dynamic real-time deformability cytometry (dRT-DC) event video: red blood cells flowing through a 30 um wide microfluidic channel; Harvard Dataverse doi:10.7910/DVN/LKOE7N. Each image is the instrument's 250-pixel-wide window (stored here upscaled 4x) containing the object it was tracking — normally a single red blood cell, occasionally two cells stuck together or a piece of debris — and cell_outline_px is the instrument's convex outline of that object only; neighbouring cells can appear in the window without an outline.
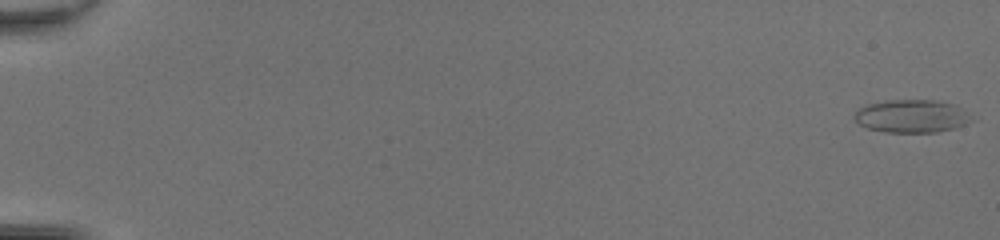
{"species": "common noctule bat (a hibernating species)", "species_latin": "Nyctalus noctula", "temperature_condition": "room temperature", "stored_images_in_passage": 50, "camera_frame_rate_fps": 3000, "um_per_image_px": 0.085, "animal": {"sex": "female", "body_mass_g": 20.0, "forearm_length_mm": 54.0}, "frame": {"image": 1, "passage_image": 1, "time_ms": 0.0, "image_size_px": [1000, 240], "cell_outline_px": [[972, 120], [964, 124], [952, 128], [936, 132], [888, 132], [868, 128], [860, 124], [852, 116], [860, 108], [868, 104], [888, 100], [932, 100], [956, 104]], "centroid_in_image_um": [77.45, 9.87], "position_along_channel_um": 7.6, "area_um2": 22.02}}
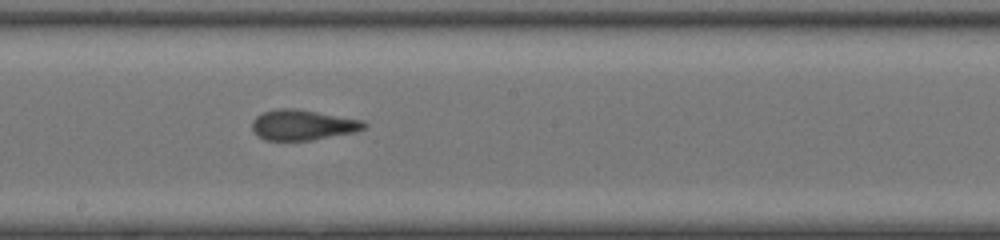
{"frame": {"image": 2, "passage_image": 30, "time_ms": 9.667, "image_size_px": [1000, 240], "cell_outline_px": [[368, 124], [364, 128], [356, 132], [312, 140], [264, 140], [252, 128], [252, 120], [256, 116], [264, 112], [280, 108], [296, 108], [364, 120]], "centroid_in_image_um": [25.77, 10.61], "position_along_channel_um": 222.4, "area_um2": 19.83}}
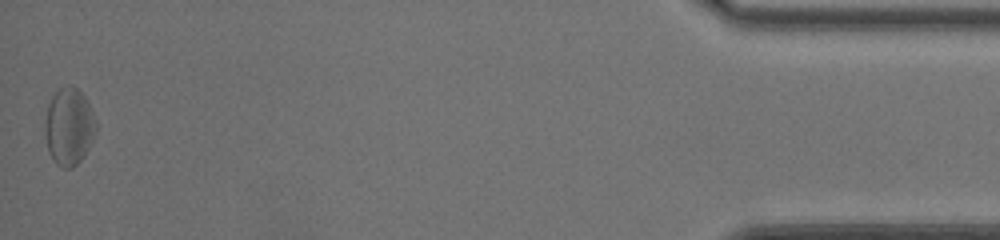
{"frame": {"image": 3, "passage_image": 50, "time_ms": 16.333, "image_size_px": [1000, 240], "cell_outline_px": [[96, 132], [84, 156], [72, 168], [64, 168], [56, 164], [52, 160], [48, 152], [44, 132], [44, 120], [48, 104], [52, 96], [60, 88], [76, 88], [84, 96], [92, 112], [96, 124]], "centroid_in_image_um": [5.83, 10.81], "position_along_channel_um": 429.4, "area_um2": 22.77}, "authors_computed_cell_mechanics": {"area_um2": 20.6635, "velocity_mm_per_s": 4.3197, "shape_relaxation_time_tau1_ms": null, "shape_relaxation_time_tau2_ms": 1.7646, "deformation_change_tau1": null, "deformation_change_tau2": 0.0694}}